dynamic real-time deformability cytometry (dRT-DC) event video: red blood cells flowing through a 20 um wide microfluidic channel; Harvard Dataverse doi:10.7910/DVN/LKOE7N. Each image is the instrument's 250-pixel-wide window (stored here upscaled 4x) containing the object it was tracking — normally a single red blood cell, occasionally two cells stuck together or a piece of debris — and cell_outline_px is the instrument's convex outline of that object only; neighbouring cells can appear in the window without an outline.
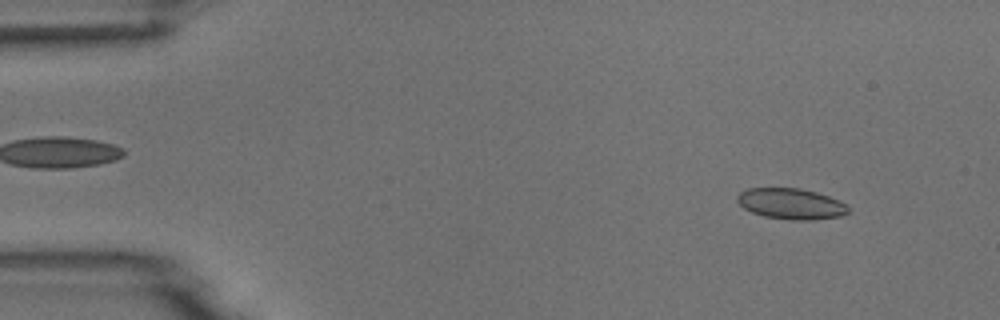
{"species": "common noctule bat (a hibernating species)", "species_latin": "Nyctalus noctula", "temperature_condition": "room temperature", "stored_images_in_passage": 5, "segment_of_instrument_passage": [1, 2], "camera_frame_rate_fps": 3000, "um_per_image_px": 0.085, "animal": {"sex": "male", "body_mass_g": 18.8}, "frame": {"image": 1, "passage_image": 1, "time_ms": 0.0, "image_size_px": [1000, 320], "cell_outline_px": [[848, 212], [840, 216], [812, 220], [792, 220], [764, 216], [752, 212], [744, 208], [736, 200], [736, 196], [740, 192], [748, 188], [800, 188], [816, 192], [840, 200], [848, 204]], "centroid_in_image_um": [67.24, 17.32], "position_along_channel_um": 17.8, "area_um2": 20.0}}